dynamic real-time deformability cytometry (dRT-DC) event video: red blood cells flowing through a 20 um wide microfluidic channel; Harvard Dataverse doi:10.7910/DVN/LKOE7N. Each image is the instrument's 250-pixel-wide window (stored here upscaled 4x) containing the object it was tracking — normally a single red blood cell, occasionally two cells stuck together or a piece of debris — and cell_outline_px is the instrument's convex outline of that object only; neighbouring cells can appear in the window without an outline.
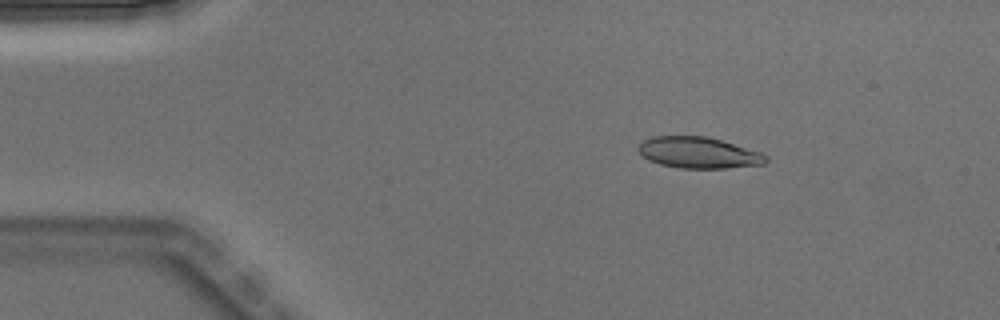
{"species": "Egyptian fruit bat (a non-hibernating species)", "species_latin": "Rousettus aegyptiacus", "temperature_condition": "warm", "stored_images_in_passage": 5, "camera_frame_rate_fps": 3000, "um_per_image_px": 0.085, "animal": {"sex": "male"}, "frame": {"image": 1, "passage_image": 2, "time_ms": 0.333, "image_size_px": [1000, 320], "cell_outline_px": [[768, 160], [764, 164], [724, 168], [680, 168], [660, 164], [648, 160], [636, 148], [644, 140], [652, 136], [708, 136], [760, 152], [768, 156]], "centroid_in_image_um": [59.37, 12.97], "position_along_channel_um": 25.6, "area_um2": 23.12}}
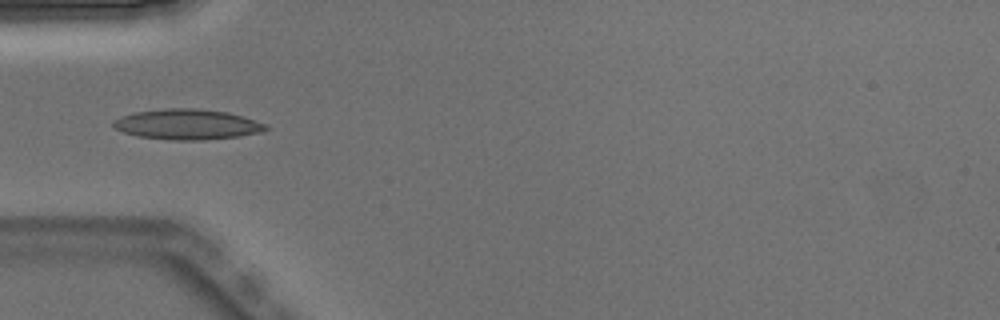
{"frame": {"image": 2, "passage_image": 4, "time_ms": 1.0, "image_size_px": [1000, 320], "cell_outline_px": [[268, 128], [260, 132], [240, 136], [204, 140], [168, 140], [136, 136], [112, 128], [112, 120], [136, 112], [168, 108], [196, 108], [228, 112], [268, 124]], "centroid_in_image_um": [15.9, 10.58], "position_along_channel_um": 69.1, "area_um2": 27.05}}